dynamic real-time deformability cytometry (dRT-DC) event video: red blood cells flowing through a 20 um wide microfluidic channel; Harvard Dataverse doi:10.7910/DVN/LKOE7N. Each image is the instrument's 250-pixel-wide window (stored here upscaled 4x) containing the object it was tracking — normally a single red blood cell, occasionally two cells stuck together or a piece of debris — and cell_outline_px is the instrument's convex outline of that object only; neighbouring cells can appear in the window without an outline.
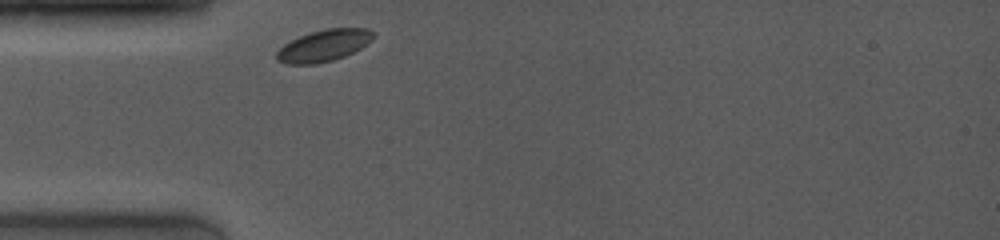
{"species": "common noctule bat (a hibernating species)", "species_latin": "Nyctalus noctula", "temperature_condition": "room temperature", "stored_images_in_passage": 47, "camera_frame_rate_fps": 4000, "um_per_image_px": 0.085, "animal": {"sex": "female", "body_mass_g": 19.0, "forearm_length_mm": 53.3}, "frame": {"image": 1, "passage_image": 1, "time_ms": 0.0, "image_size_px": [1000, 240], "cell_outline_px": [[372, 40], [360, 48], [344, 56], [332, 60], [316, 64], [284, 64], [276, 60], [276, 52], [284, 44], [300, 36], [312, 32], [328, 28], [368, 28], [372, 32]], "centroid_in_image_um": [27.49, 3.88], "position_along_channel_um": 57.5, "area_um2": 17.63}}
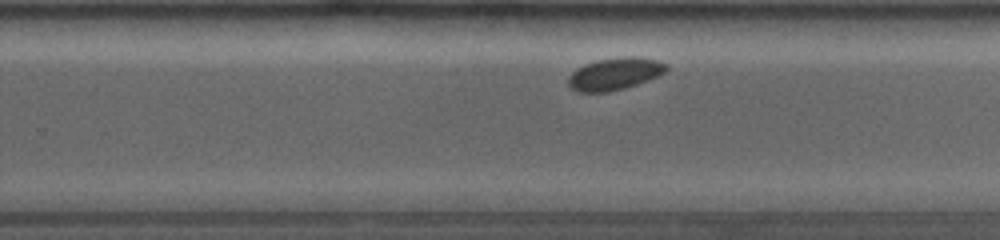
{"frame": {"image": 2, "passage_image": 27, "time_ms": 6.0, "image_size_px": [1000, 240], "cell_outline_px": [[668, 68], [664, 72], [648, 80], [624, 88], [608, 92], [576, 92], [568, 84], [568, 76], [576, 68], [584, 64], [596, 60], [628, 56], [632, 56], [660, 60], [668, 64]], "centroid_in_image_um": [52.24, 6.27], "position_along_channel_um": 277.6, "area_um2": 18.44}}
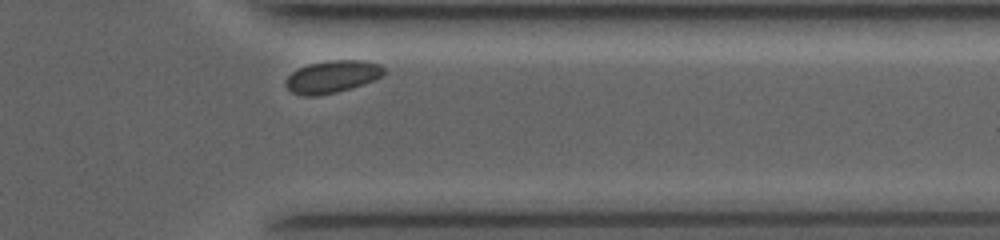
{"frame": {"image": 3, "passage_image": 39, "time_ms": 8.75, "image_size_px": [1000, 240], "cell_outline_px": [[384, 72], [380, 76], [372, 80], [336, 92], [316, 96], [304, 96], [292, 92], [284, 84], [284, 80], [292, 72], [308, 64], [328, 60], [364, 60], [380, 64], [384, 68]], "centroid_in_image_um": [28.19, 6.5], "position_along_channel_um": 383.2, "area_um2": 18.26}, "authors_computed_cell_mechanics": {"area_um2": 18.496, "velocity_mm_per_s": 3.7472, "shape_relaxation_time_tau1_ms": null, "shape_relaxation_time_tau2_ms": 4.8892, "deformation_change_tau1": null, "deformation_change_tau2": 0.0345}}